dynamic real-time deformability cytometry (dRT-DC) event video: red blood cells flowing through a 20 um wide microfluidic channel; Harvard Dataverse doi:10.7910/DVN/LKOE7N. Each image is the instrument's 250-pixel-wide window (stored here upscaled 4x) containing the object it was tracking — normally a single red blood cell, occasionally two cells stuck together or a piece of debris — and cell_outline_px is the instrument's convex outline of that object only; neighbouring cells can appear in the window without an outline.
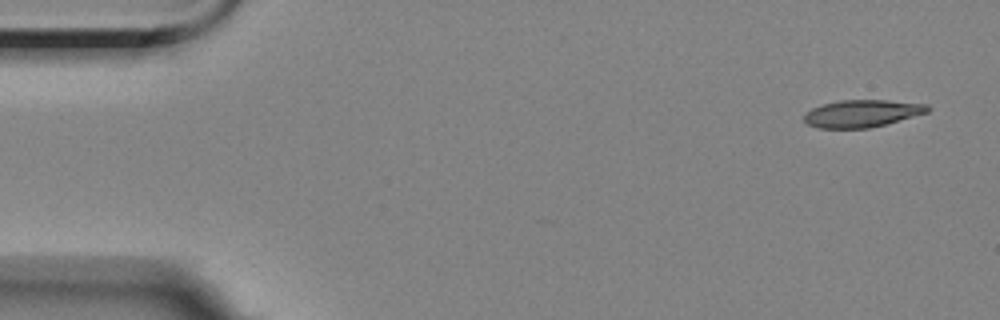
{"species": "Egyptian fruit bat (a non-hibernating species)", "species_latin": "Rousettus aegyptiacus", "temperature_condition": "room temperature", "stored_images_in_passage": 5, "camera_frame_rate_fps": 3000, "um_per_image_px": 0.085, "animal": {"sex": "female"}, "frame": {"image": 1, "passage_image": 1, "time_ms": 0.0, "image_size_px": [1000, 320], "cell_outline_px": [[932, 108], [928, 112], [884, 124], [868, 128], [820, 128], [808, 124], [804, 120], [804, 112], [812, 108], [824, 104], [840, 100], [888, 100], [928, 104]], "centroid_in_image_um": [73.27, 9.63], "position_along_channel_um": 11.7, "area_um2": 19.54}}
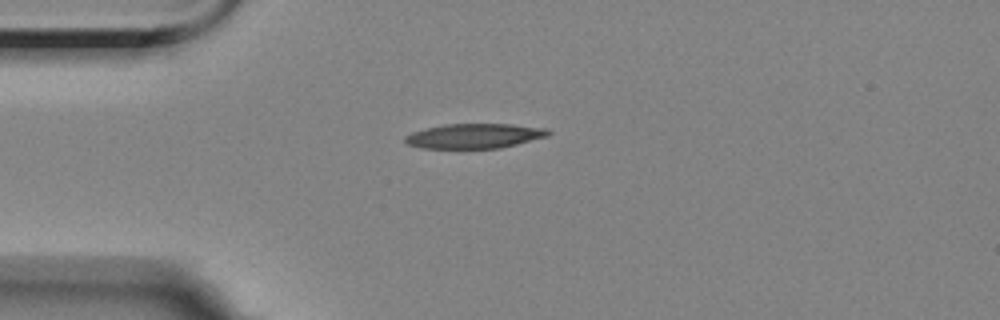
{"frame": {"image": 2, "passage_image": 4, "time_ms": 3.667, "image_size_px": [1000, 320], "cell_outline_px": [[552, 132], [548, 136], [500, 148], [420, 148], [408, 144], [404, 140], [404, 136], [412, 132], [444, 124], [512, 124], [548, 128]], "centroid_in_image_um": [40.35, 11.55], "position_along_channel_um": 44.7, "area_um2": 20.63}}